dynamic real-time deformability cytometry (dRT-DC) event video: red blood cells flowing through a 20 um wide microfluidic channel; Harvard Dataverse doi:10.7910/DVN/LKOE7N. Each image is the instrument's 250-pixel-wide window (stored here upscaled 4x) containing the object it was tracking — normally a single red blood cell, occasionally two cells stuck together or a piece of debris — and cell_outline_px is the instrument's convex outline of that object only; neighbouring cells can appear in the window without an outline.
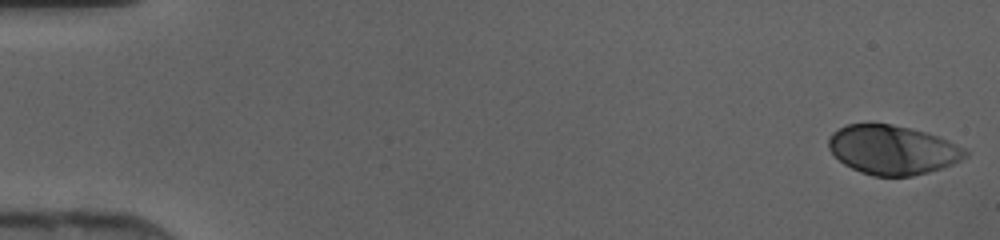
{"species": "human", "species_latin": "Homo sapiens", "temperature_condition": "cold", "stored_images_in_passage": 46, "camera_frame_rate_fps": 3000, "um_per_image_px": 0.085, "donor": {"sex": "female"}, "frame": {"image": 1, "passage_image": 1, "time_ms": 0.0, "image_size_px": [1000, 240], "cell_outline_px": [[968, 156], [944, 168], [912, 176], [872, 176], [860, 172], [844, 164], [828, 148], [828, 140], [832, 132], [848, 124], [892, 124], [924, 132], [948, 140], [964, 148], [968, 152]], "centroid_in_image_um": [75.87, 12.75], "position_along_channel_um": 9.1, "area_um2": 38.96}}
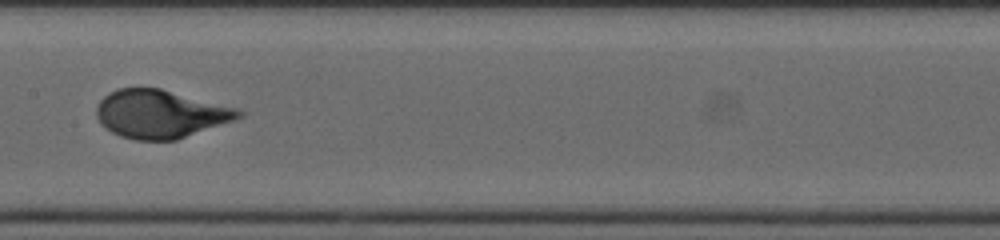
{"frame": {"image": 2, "passage_image": 24, "time_ms": 7.667, "image_size_px": [1000, 240], "cell_outline_px": [[244, 116], [176, 140], [136, 140], [120, 136], [104, 128], [100, 124], [96, 116], [96, 108], [100, 100], [108, 92], [120, 88], [160, 88], [236, 108], [244, 112]], "centroid_in_image_um": [13.58, 9.69], "position_along_channel_um": 193.8, "area_um2": 39.71}}
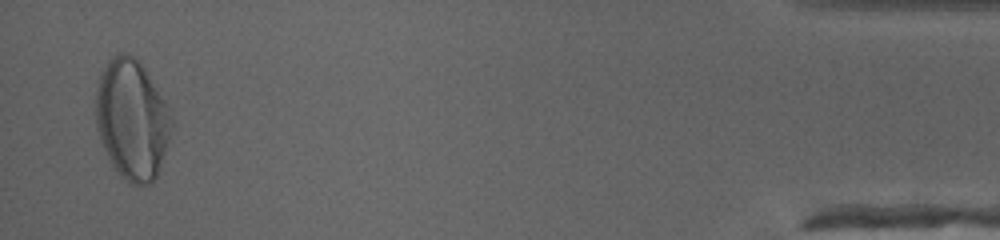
{"frame": {"image": 3, "passage_image": 45, "time_ms": 14.667, "image_size_px": [1000, 240], "cell_outline_px": [[172, 124], [168, 140], [156, 176], [148, 184], [132, 184], [120, 176], [112, 168], [100, 140], [96, 128], [96, 84], [108, 60], [112, 56], [120, 52], [124, 52], [132, 56], [144, 68], [164, 100], [172, 120]], "centroid_in_image_um": [11.17, 10.16], "position_along_channel_um": 424.0, "area_um2": 52.42}}